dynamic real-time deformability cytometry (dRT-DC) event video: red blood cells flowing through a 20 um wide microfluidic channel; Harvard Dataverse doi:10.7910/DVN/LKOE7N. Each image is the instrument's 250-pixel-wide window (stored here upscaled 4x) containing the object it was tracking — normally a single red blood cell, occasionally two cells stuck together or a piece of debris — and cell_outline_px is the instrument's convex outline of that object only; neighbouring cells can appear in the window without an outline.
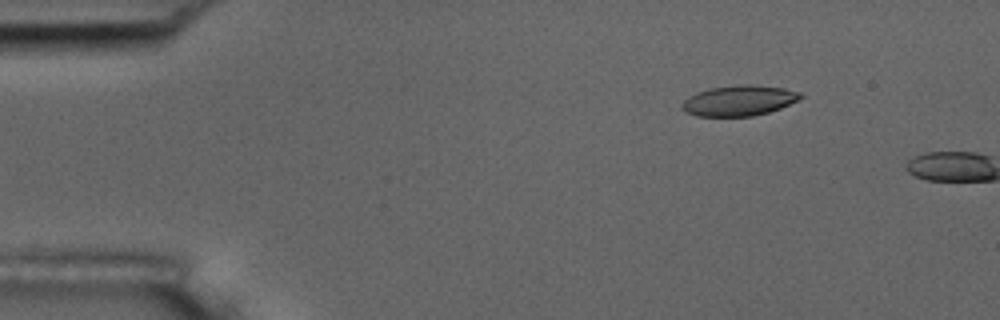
{"species": "common noctule bat (a hibernating species)", "species_latin": "Nyctalus noctula", "temperature_condition": "room temperature", "stored_images_in_passage": 4, "camera_frame_rate_fps": 3000, "um_per_image_px": 0.085, "animal": {"sex": "male", "body_mass_g": 17.5, "forearm_length_mm": 52.3}, "frame": {"image": 1, "passage_image": 3, "time_ms": 2.333, "image_size_px": [1000, 320], "cell_outline_px": [[804, 96], [800, 100], [780, 108], [768, 112], [752, 116], [696, 116], [680, 108], [680, 104], [688, 96], [696, 92], [712, 88], [744, 84], [748, 84], [784, 88], [800, 92]], "centroid_in_image_um": [62.82, 8.55], "position_along_channel_um": 22.2, "area_um2": 21.04}}